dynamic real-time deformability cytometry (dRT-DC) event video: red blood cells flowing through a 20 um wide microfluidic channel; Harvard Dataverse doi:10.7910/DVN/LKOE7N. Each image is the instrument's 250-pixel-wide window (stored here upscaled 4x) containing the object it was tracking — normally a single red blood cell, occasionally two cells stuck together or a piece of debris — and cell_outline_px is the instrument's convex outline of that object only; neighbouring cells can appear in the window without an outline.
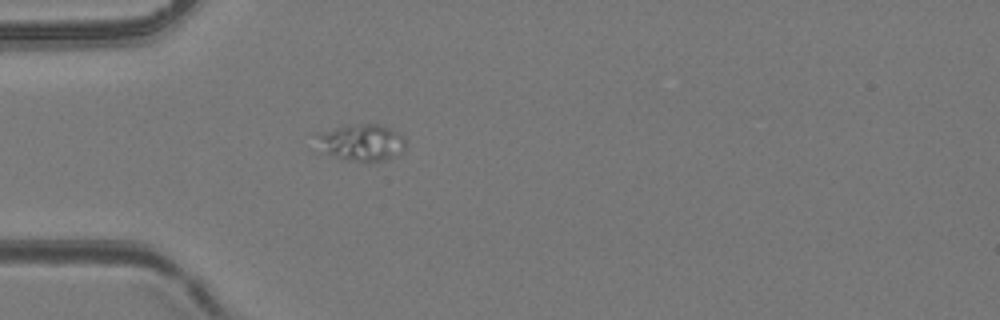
{"species": "common noctule bat (a hibernating species)", "species_latin": "Nyctalus noctula", "temperature_condition": "room temperature", "stored_images_in_passage": 33, "camera_frame_rate_fps": 3000, "um_per_image_px": 0.085, "animal": {"sex": "female", "body_mass_g": 24.6, "forearm_length_mm": 56.2}, "frame": {"image": 1, "passage_image": 1, "time_ms": 0.0, "image_size_px": [1000, 320], "cell_outline_px": [[404, 148], [396, 156], [384, 160], [356, 160], [336, 156], [328, 152], [316, 136], [316, 132], [352, 124], [376, 124], [388, 128], [396, 132], [404, 140]], "centroid_in_image_um": [30.76, 12.07], "position_along_channel_um": 54.2, "area_um2": 17.98}}
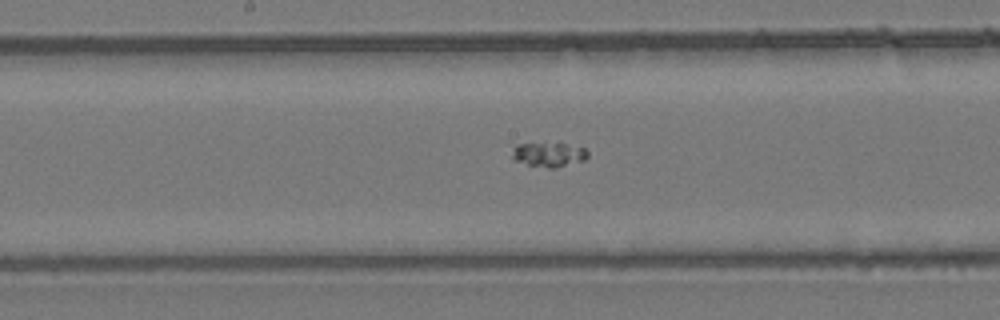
{"frame": {"image": 2, "passage_image": 13, "time_ms": 4.0, "image_size_px": [1000, 320], "cell_outline_px": [[588, 156], [584, 160], [552, 168], [548, 168], [528, 164], [516, 160], [512, 156], [516, 144], [560, 140], [584, 148], [588, 152]], "centroid_in_image_um": [46.69, 13.06], "position_along_channel_um": 201.5, "area_um2": 11.16}}
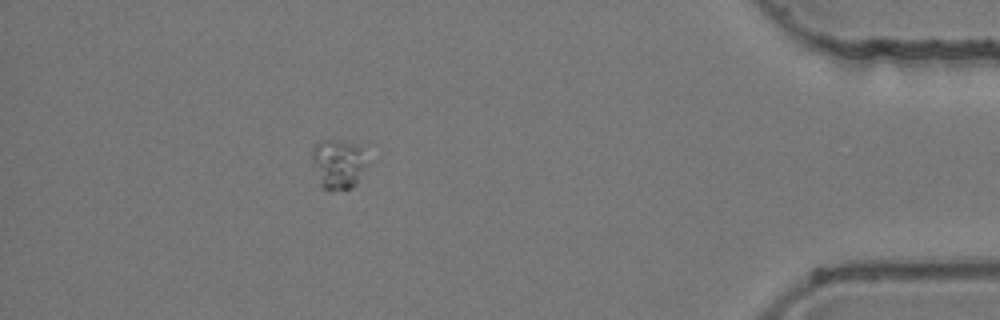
{"frame": {"image": 3, "passage_image": 33, "time_ms": 10.667, "image_size_px": [1000, 320], "cell_outline_px": [[364, 164], [356, 184], [352, 188], [344, 192], [324, 188], [320, 184], [312, 160], [312, 148], [320, 140], [336, 140], [360, 144]], "centroid_in_image_um": [28.7, 13.94], "position_along_channel_um": 406.5, "area_um2": 15.61}}